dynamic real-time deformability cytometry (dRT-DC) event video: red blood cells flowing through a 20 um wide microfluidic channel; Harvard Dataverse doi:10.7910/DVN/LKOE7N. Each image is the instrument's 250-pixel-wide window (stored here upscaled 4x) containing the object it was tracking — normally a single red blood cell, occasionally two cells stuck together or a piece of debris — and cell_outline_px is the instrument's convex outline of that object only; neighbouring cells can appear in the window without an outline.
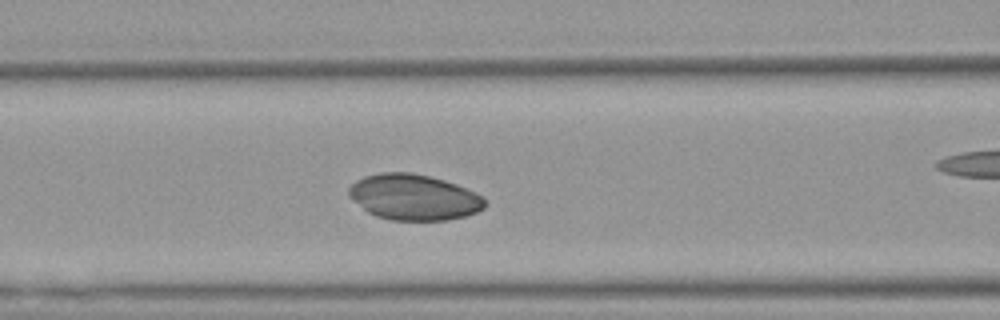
{"species": "Egyptian fruit bat (a non-hibernating species)", "species_latin": "Rousettus aegyptiacus", "temperature_condition": "warm", "stored_images_in_passage": 42, "camera_frame_rate_fps": 3000, "um_per_image_px": 0.085, "animal": {"sex": "female"}, "frame": {"image": 1, "passage_image": 17, "time_ms": 5.333, "image_size_px": [1000, 320], "cell_outline_px": [[488, 204], [484, 208], [476, 212], [464, 216], [448, 220], [388, 220], [376, 216], [368, 212], [352, 200], [348, 196], [348, 188], [356, 180], [364, 176], [380, 172], [408, 172], [428, 176], [444, 180], [456, 184], [480, 196]], "centroid_in_image_um": [35.13, 16.76], "position_along_channel_um": 131.5, "area_um2": 36.18}}
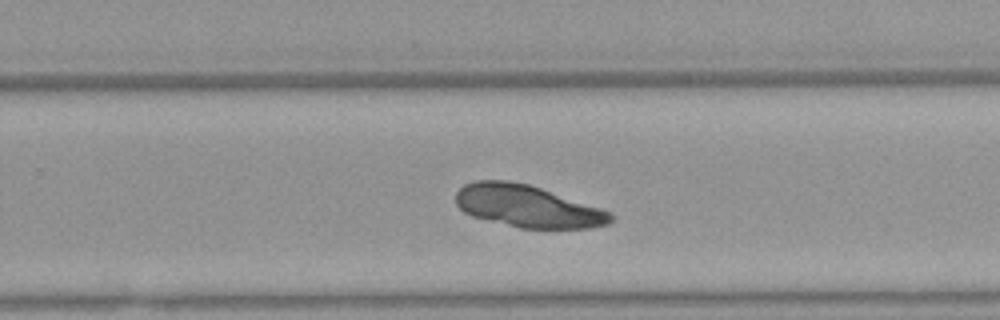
{"frame": {"image": 2, "passage_image": 29, "time_ms": 9.333, "image_size_px": [1000, 320], "cell_outline_px": [[612, 220], [608, 224], [588, 228], [520, 228], [472, 216], [464, 212], [456, 204], [456, 192], [464, 184], [476, 180], [508, 180], [528, 184], [612, 212]], "centroid_in_image_um": [44.8, 17.52], "position_along_channel_um": 285.0, "area_um2": 37.74}}
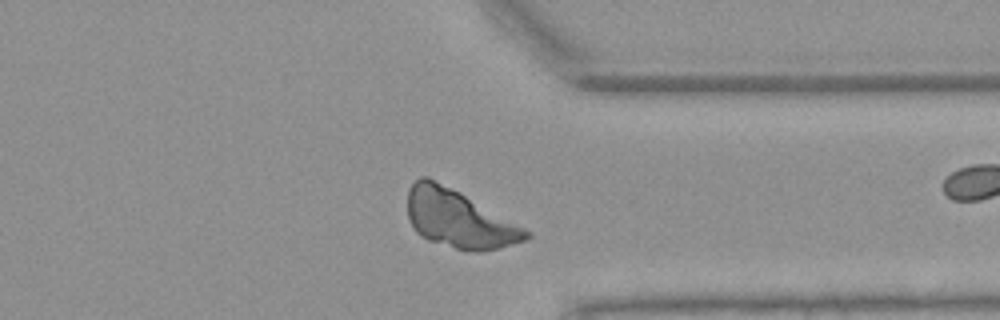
{"frame": {"image": 3, "passage_image": 36, "time_ms": 11.667, "image_size_px": [1000, 320], "cell_outline_px": [[532, 236], [524, 240], [500, 248], [480, 252], [476, 252], [456, 248], [428, 240], [420, 236], [412, 228], [408, 220], [408, 188], [420, 176], [428, 176], [532, 232]], "centroid_in_image_um": [38.96, 18.62], "position_along_channel_um": 372.4, "area_um2": 39.36}}